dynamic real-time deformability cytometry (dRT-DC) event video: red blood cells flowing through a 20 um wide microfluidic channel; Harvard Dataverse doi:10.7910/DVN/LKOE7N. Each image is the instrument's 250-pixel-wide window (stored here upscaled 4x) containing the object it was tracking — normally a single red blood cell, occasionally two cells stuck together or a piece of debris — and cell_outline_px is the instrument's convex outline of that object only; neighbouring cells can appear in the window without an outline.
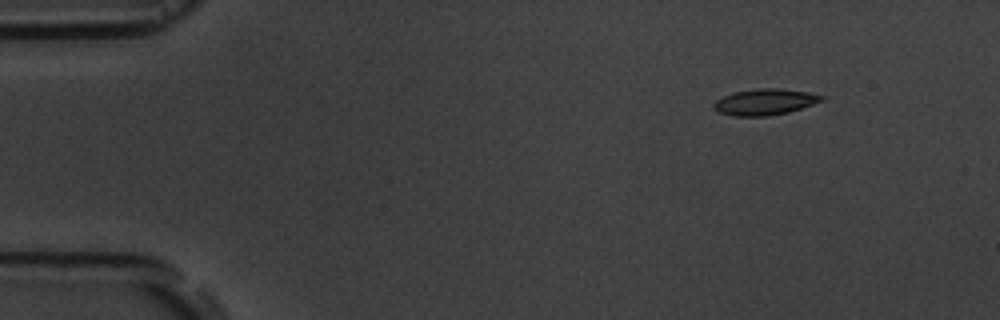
{"species": "common noctule bat (a hibernating species)", "species_latin": "Nyctalus noctula", "temperature_condition": "room temperature", "stored_images_in_passage": 5, "segment_of_instrument_passage": [2, 2], "camera_frame_rate_fps": 3000, "um_per_image_px": 0.085, "animal": {"sex": "male", "body_mass_g": 19.5, "forearm_length_mm": 54.6}, "frame": {"image": 1, "passage_image": 5, "time_ms": 6.333, "image_size_px": [1000, 320], "cell_outline_px": [[824, 100], [788, 112], [768, 116], [732, 116], [720, 112], [712, 104], [716, 100], [732, 92], [756, 88], [780, 88], [808, 92], [824, 96]], "centroid_in_image_um": [65.01, 8.65], "position_along_channel_um": 20.0, "area_um2": 16.36}}